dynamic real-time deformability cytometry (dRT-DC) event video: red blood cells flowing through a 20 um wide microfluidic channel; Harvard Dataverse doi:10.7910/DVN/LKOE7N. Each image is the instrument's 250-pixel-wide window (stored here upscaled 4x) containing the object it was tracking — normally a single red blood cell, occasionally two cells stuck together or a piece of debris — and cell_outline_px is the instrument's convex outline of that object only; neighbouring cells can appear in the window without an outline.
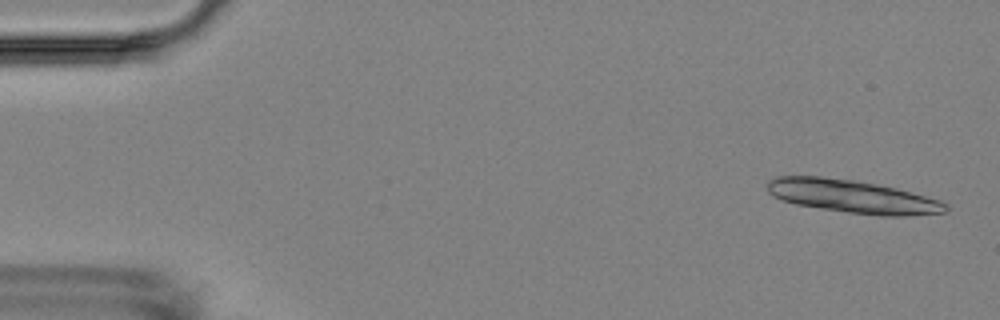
{"species": "Egyptian fruit bat (a non-hibernating species)", "species_latin": "Rousettus aegyptiacus", "temperature_condition": "room temperature", "stored_images_in_passage": 5, "camera_frame_rate_fps": 3000, "um_per_image_px": 0.085, "animal": {"sex": "female"}, "frame": {"image": 1, "passage_image": 1, "time_ms": 0.0, "image_size_px": [1000, 320], "cell_outline_px": [[948, 212], [904, 216], [880, 216], [848, 212], [820, 208], [796, 204], [772, 196], [768, 192], [768, 180], [776, 176], [820, 176], [852, 180], [876, 184], [896, 188], [940, 200], [948, 204]], "centroid_in_image_um": [72.48, 16.7], "position_along_channel_um": 12.5, "area_um2": 34.28}}
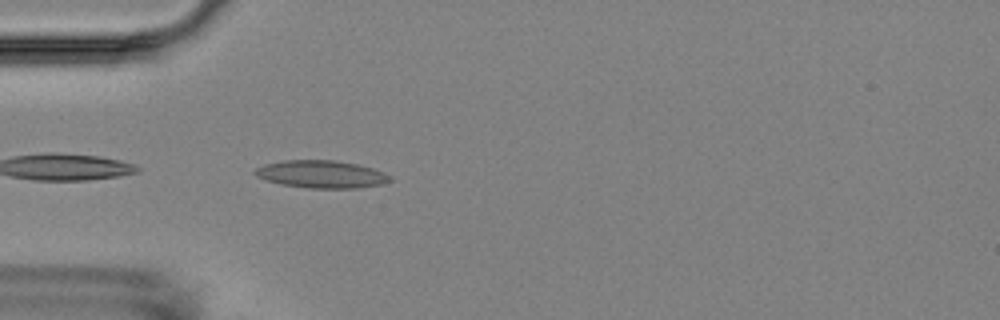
{"frame": {"image": 2, "passage_image": 5, "time_ms": 4.667, "image_size_px": [1000, 320], "cell_outline_px": [[392, 180], [380, 184], [360, 188], [308, 188], [280, 184], [256, 176], [252, 172], [256, 168], [264, 164], [284, 160], [336, 160], [356, 164], [372, 168], [384, 172], [392, 176]], "centroid_in_image_um": [27.32, 14.81], "position_along_channel_um": 57.7, "area_um2": 21.73}}